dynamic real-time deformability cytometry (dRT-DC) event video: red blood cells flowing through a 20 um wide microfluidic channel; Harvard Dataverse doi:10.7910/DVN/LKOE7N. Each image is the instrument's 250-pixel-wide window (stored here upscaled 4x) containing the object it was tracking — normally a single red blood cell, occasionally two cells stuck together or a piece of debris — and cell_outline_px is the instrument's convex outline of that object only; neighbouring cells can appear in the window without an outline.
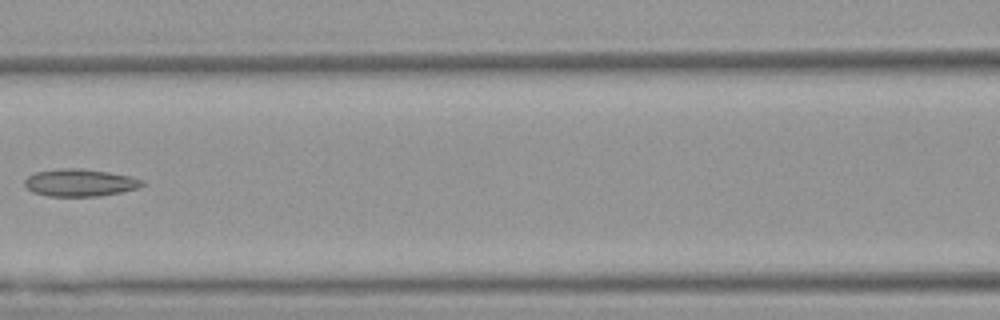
{"species": "Egyptian fruit bat (a non-hibernating species)", "species_latin": "Rousettus aegyptiacus", "temperature_condition": "warm", "stored_images_in_passage": 5, "camera_frame_rate_fps": 3000, "um_per_image_px": 0.085, "animal": {"sex": "female"}, "frame": {"image": 1, "passage_image": 4, "time_ms": 1.0, "image_size_px": [1000, 320], "cell_outline_px": [[144, 184], [140, 188], [100, 196], [48, 196], [32, 192], [24, 184], [24, 180], [28, 176], [36, 172], [64, 168], [80, 168], [108, 172], [132, 176], [144, 180]], "centroid_in_image_um": [6.82, 15.53], "position_along_channel_um": 159.8, "area_um2": 18.79}}
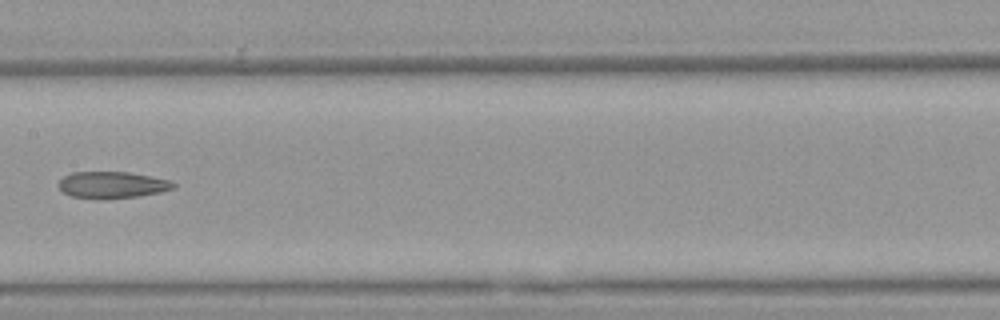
{"frame": {"image": 2, "passage_image": 5, "time_ms": 1.333, "image_size_px": [1000, 320], "cell_outline_px": [[176, 188], [160, 192], [140, 196], [104, 200], [96, 200], [72, 196], [64, 192], [60, 188], [60, 180], [64, 176], [72, 172], [128, 172], [172, 180], [176, 184]], "centroid_in_image_um": [9.58, 15.73], "position_along_channel_um": 197.8, "area_um2": 18.09}}